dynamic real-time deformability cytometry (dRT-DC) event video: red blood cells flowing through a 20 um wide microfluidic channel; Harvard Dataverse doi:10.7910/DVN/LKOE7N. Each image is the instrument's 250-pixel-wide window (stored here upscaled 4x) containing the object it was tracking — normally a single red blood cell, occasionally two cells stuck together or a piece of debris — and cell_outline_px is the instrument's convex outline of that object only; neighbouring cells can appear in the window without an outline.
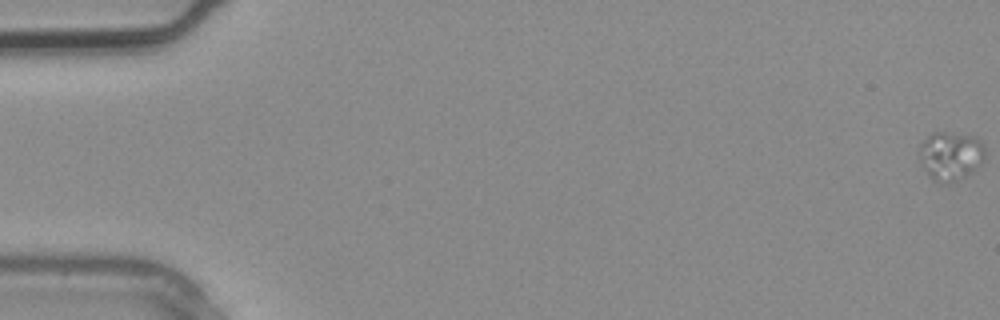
{"species": "common noctule bat (a hibernating species)", "species_latin": "Nyctalus noctula", "temperature_condition": "warm", "stored_images_in_passage": 4, "camera_frame_rate_fps": 3000, "um_per_image_px": 0.085, "animal": {"sex": "male", "body_mass_g": 20.4}, "frame": {"image": 1, "passage_image": 1, "time_ms": 0.0, "image_size_px": [1000, 320], "cell_outline_px": [[984, 160], [972, 172], [948, 184], [944, 184], [932, 180], [928, 176], [920, 164], [920, 144], [928, 136], [936, 132], [944, 132], [976, 136], [984, 144]], "centroid_in_image_um": [80.79, 13.26], "position_along_channel_um": 4.2, "area_um2": 18.79}}